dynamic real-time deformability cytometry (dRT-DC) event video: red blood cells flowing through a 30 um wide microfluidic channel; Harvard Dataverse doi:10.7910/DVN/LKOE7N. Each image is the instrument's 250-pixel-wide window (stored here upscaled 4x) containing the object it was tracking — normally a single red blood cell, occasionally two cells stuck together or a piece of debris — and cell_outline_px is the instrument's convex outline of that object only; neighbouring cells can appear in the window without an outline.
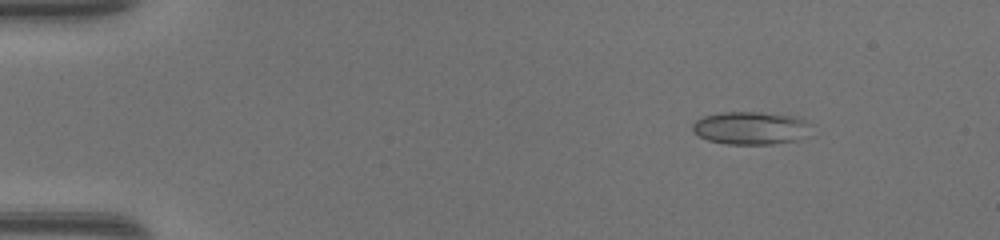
{"species": "common noctule bat (a hibernating species)", "species_latin": "Nyctalus noctula", "temperature_condition": "warm", "stored_images_in_passage": 49, "camera_frame_rate_fps": 3000, "um_per_image_px": 0.085, "animal": {"sex": "female", "body_mass_g": 17.0, "forearm_length_mm": 48.0}, "frame": {"image": 1, "passage_image": 7, "time_ms": 2.0, "image_size_px": [1000, 240], "cell_outline_px": [[812, 124], [796, 140], [772, 144], [728, 144], [708, 140], [692, 132], [692, 124], [696, 120], [704, 116], [720, 112], [760, 112], [800, 116], [808, 120]], "centroid_in_image_um": [63.78, 10.86], "position_along_channel_um": 21.2, "area_um2": 22.72}}
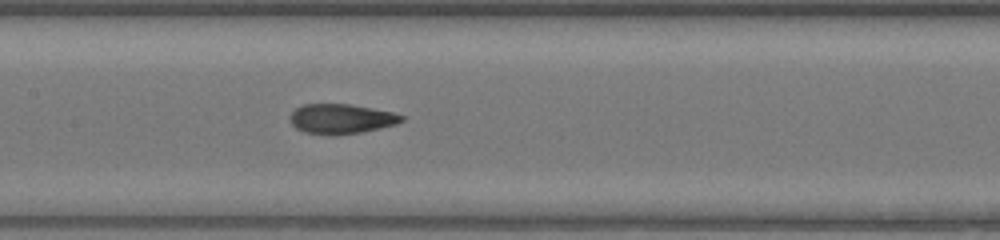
{"frame": {"image": 2, "passage_image": 25, "time_ms": 8.0, "image_size_px": [1000, 240], "cell_outline_px": [[404, 120], [396, 124], [380, 128], [360, 132], [336, 136], [332, 136], [304, 132], [296, 128], [292, 124], [288, 116], [296, 108], [304, 104], [348, 104], [372, 108], [392, 112], [404, 116]], "centroid_in_image_um": [28.98, 10.11], "position_along_channel_um": 178.4, "area_um2": 19.48}}
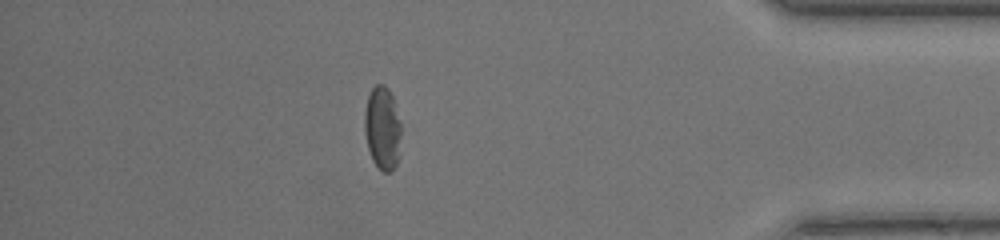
{"frame": {"image": 3, "passage_image": 43, "time_ms": 14.0, "image_size_px": [1000, 240], "cell_outline_px": [[400, 136], [396, 164], [392, 172], [384, 172], [372, 160], [368, 148], [364, 132], [364, 112], [368, 92], [376, 84], [384, 84], [388, 88], [392, 96], [400, 120]], "centroid_in_image_um": [32.48, 10.84], "position_along_channel_um": 402.7, "area_um2": 17.74}, "authors_computed_cell_mechanics": {"area_um2": 19.9988, "velocity_mm_per_s": 4.3462, "shape_relaxation_time_tau1_ms": 6.0077, "shape_relaxation_time_tau2_ms": 1.5671, "deformation_change_tau1": 0.1826, "deformation_change_tau2": 0.084}}